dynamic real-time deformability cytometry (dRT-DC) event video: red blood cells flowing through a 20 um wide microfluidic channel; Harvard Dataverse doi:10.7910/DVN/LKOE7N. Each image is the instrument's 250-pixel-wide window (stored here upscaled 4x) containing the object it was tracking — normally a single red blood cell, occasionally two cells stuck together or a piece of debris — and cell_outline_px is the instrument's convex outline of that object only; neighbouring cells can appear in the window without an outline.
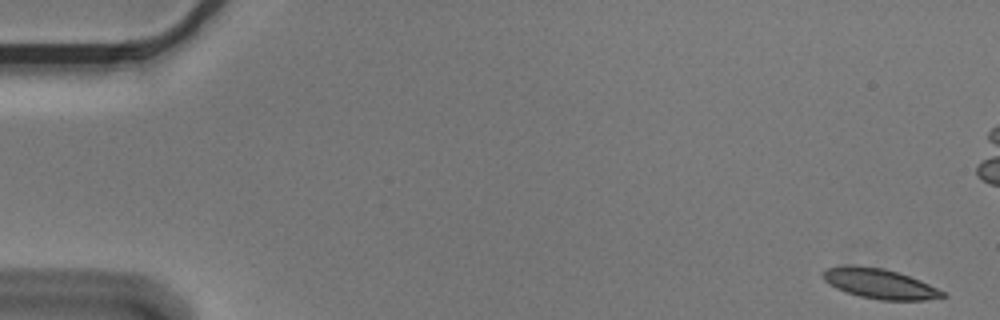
{"species": "Egyptian fruit bat (a non-hibernating species)", "species_latin": "Rousettus aegyptiacus", "temperature_condition": "cold", "stored_images_in_passage": 4, "camera_frame_rate_fps": 3000, "um_per_image_px": 0.085, "animal": {"sex": "male"}, "frame": {"image": 1, "passage_image": 1, "time_ms": 0.0, "image_size_px": [1000, 320], "cell_outline_px": [[948, 296], [924, 300], [880, 300], [860, 296], [844, 292], [828, 284], [820, 276], [824, 268], [844, 264], [852, 264], [880, 268], [896, 272], [920, 280], [948, 292]], "centroid_in_image_um": [74.73, 24.1], "position_along_channel_um": 10.3, "area_um2": 21.27}}